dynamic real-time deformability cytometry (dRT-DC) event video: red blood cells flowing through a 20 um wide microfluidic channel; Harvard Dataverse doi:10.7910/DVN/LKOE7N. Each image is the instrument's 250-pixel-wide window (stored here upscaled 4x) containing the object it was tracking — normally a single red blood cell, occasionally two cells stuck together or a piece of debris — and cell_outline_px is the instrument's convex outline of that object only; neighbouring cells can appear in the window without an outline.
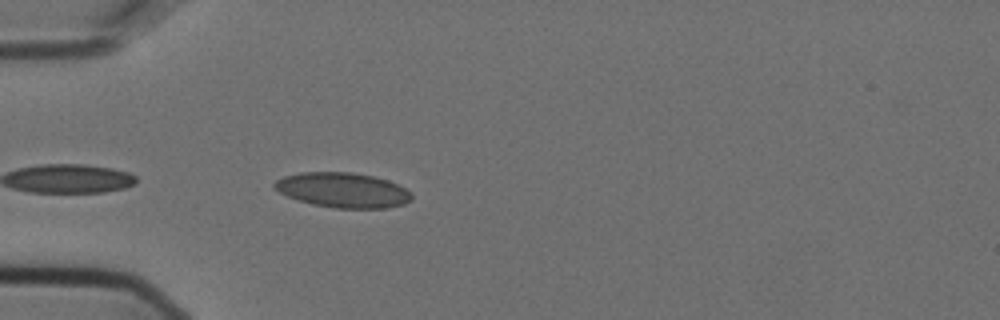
{"species": "Egyptian fruit bat (a non-hibernating species)", "species_latin": "Rousettus aegyptiacus", "temperature_condition": "cold", "stored_images_in_passage": 6, "camera_frame_rate_fps": 3000, "um_per_image_px": 0.085, "animal": {"sex": "female"}, "frame": {"image": 1, "passage_image": 2, "time_ms": 0.333, "image_size_px": [1000, 320], "cell_outline_px": [[412, 200], [404, 204], [384, 208], [332, 208], [312, 204], [296, 200], [272, 188], [272, 184], [276, 180], [284, 176], [300, 172], [352, 172], [372, 176], [388, 180], [412, 192]], "centroid_in_image_um": [29.11, 16.16], "position_along_channel_um": 55.9, "area_um2": 28.09}}
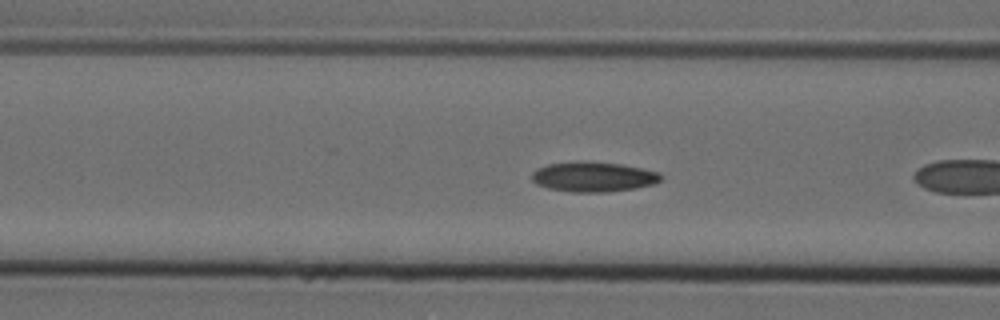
{"frame": {"image": 2, "passage_image": 5, "time_ms": 1.333, "image_size_px": [1000, 320], "cell_outline_px": [[660, 180], [656, 184], [636, 188], [608, 192], [572, 192], [548, 188], [536, 184], [532, 180], [532, 172], [536, 168], [548, 164], [576, 160], [584, 160], [620, 164], [660, 172]], "centroid_in_image_um": [50.41, 15.02], "position_along_channel_um": 116.2, "area_um2": 22.83}}